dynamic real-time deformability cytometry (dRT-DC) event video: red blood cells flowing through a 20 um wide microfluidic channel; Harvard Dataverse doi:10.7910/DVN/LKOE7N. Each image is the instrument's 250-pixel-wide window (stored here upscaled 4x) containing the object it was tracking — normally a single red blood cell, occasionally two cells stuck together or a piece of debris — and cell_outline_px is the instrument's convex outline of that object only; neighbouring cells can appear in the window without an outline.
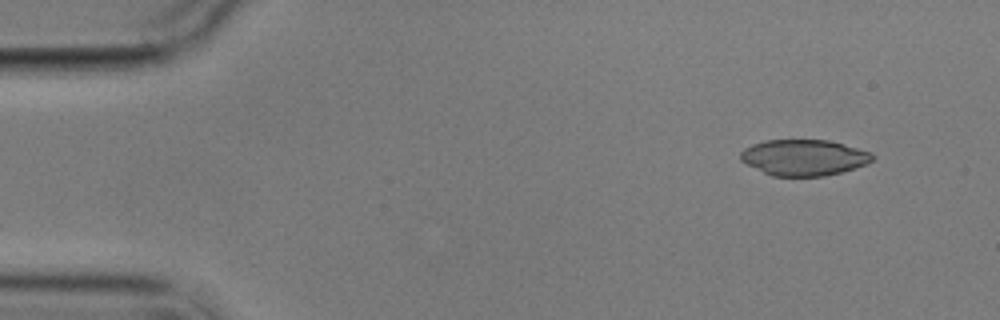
{"species": "common noctule bat (a hibernating species)", "species_latin": "Nyctalus noctula", "temperature_condition": "cold", "stored_images_in_passage": 2, "camera_frame_rate_fps": 3000, "um_per_image_px": 0.085, "animal": {"sex": "male", "body_mass_g": 17.9}, "frame": {"image": 1, "passage_image": 2, "time_ms": 1.333, "image_size_px": [1000, 320], "cell_outline_px": [[876, 156], [868, 164], [856, 168], [824, 176], [772, 176], [740, 160], [740, 152], [744, 148], [752, 144], [764, 140], [828, 140], [872, 152]], "centroid_in_image_um": [68.35, 13.38], "position_along_channel_um": 16.6, "area_um2": 27.69}}